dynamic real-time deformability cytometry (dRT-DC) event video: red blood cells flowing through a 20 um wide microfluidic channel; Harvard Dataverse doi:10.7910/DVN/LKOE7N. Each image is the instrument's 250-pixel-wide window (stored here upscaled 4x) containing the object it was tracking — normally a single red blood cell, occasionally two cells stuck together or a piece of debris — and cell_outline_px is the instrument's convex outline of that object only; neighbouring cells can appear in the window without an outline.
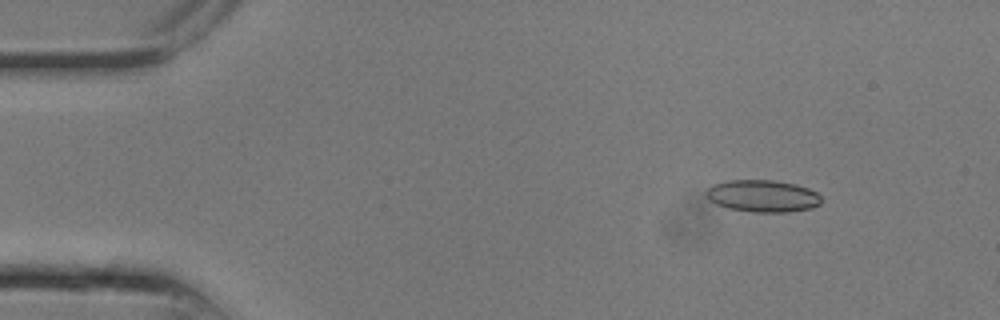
{"species": "common noctule bat (a hibernating species)", "species_latin": "Nyctalus noctula", "temperature_condition": "room temperature", "stored_images_in_passage": 6, "camera_frame_rate_fps": 3000, "um_per_image_px": 0.085, "animal": {"sex": "male", "body_mass_g": 13.3}, "frame": {"image": 1, "passage_image": 3, "time_ms": 0.667, "image_size_px": [1000, 320], "cell_outline_px": [[820, 204], [812, 208], [788, 212], [752, 212], [728, 208], [716, 204], [708, 200], [704, 196], [704, 192], [712, 184], [728, 180], [772, 180], [796, 184], [808, 188], [816, 192], [820, 196]], "centroid_in_image_um": [64.78, 16.66], "position_along_channel_um": 20.2, "area_um2": 21.73}}